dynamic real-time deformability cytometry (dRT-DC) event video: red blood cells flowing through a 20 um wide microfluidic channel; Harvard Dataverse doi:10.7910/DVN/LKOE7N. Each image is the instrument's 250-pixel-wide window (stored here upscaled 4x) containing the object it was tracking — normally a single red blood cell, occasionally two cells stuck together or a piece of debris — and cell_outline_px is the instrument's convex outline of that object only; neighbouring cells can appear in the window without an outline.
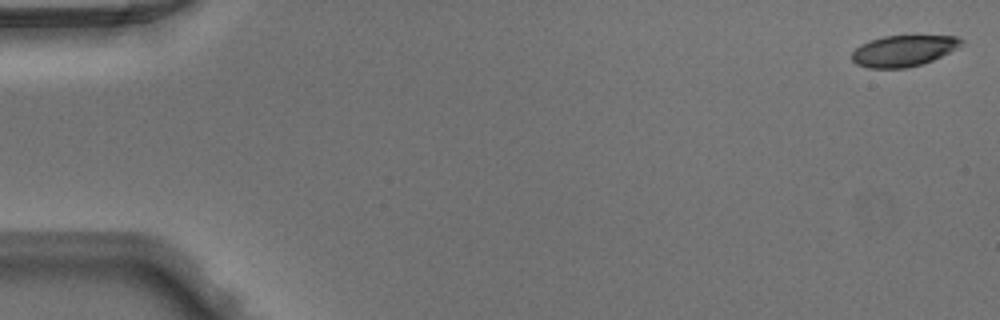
{"species": "Egyptian fruit bat (a non-hibernating species)", "species_latin": "Rousettus aegyptiacus", "temperature_condition": "warm", "stored_images_in_passage": 14, "camera_frame_rate_fps": 3000, "um_per_image_px": 0.085, "animal": {"sex": "male"}, "frame": {"image": 1, "passage_image": 1, "time_ms": 0.0, "image_size_px": [1000, 320], "cell_outline_px": [[964, 44], [932, 60], [920, 64], [904, 68], [868, 68], [856, 64], [852, 60], [852, 52], [860, 44], [884, 36], [956, 36], [964, 40]], "centroid_in_image_um": [76.77, 4.31], "position_along_channel_um": 8.2, "area_um2": 19.59}}
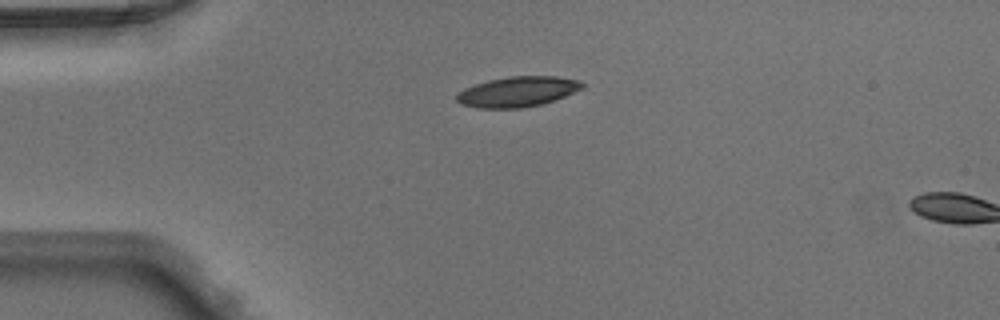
{"frame": {"image": 2, "passage_image": 12, "time_ms": 3.667, "image_size_px": [1000, 320], "cell_outline_px": [[584, 84], [580, 88], [564, 96], [540, 104], [520, 108], [476, 108], [460, 104], [456, 100], [456, 96], [464, 88], [488, 80], [508, 76], [556, 76], [580, 80]], "centroid_in_image_um": [43.94, 7.79], "position_along_channel_um": 41.1, "area_um2": 21.91}}